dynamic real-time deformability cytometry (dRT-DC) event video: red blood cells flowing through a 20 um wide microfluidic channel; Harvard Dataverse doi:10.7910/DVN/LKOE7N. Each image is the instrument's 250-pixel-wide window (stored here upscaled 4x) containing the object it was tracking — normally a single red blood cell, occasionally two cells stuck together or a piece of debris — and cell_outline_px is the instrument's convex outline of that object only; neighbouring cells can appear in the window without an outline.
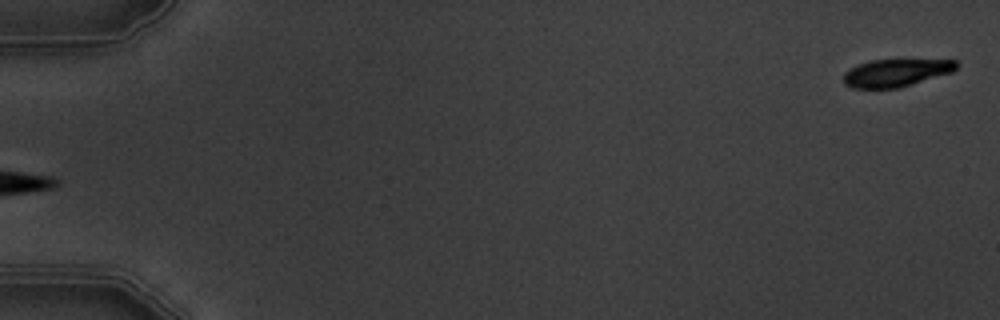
{"species": "common noctule bat (a hibernating species)", "species_latin": "Nyctalus noctula", "temperature_condition": "warm", "stored_images_in_passage": 4, "segment_of_instrument_passage": [2, 2], "camera_frame_rate_fps": 3000, "um_per_image_px": 0.085, "animal": {"sex": "male", "body_mass_g": 19.5, "forearm_length_mm": 54.6}, "frame": {"image": 1, "passage_image": 4, "time_ms": 3.333, "image_size_px": [1000, 320], "cell_outline_px": [[960, 64], [952, 72], [900, 88], [852, 88], [844, 84], [844, 72], [868, 60], [956, 60]], "centroid_in_image_um": [76.17, 6.19], "position_along_channel_um": 8.8, "area_um2": 18.09}}